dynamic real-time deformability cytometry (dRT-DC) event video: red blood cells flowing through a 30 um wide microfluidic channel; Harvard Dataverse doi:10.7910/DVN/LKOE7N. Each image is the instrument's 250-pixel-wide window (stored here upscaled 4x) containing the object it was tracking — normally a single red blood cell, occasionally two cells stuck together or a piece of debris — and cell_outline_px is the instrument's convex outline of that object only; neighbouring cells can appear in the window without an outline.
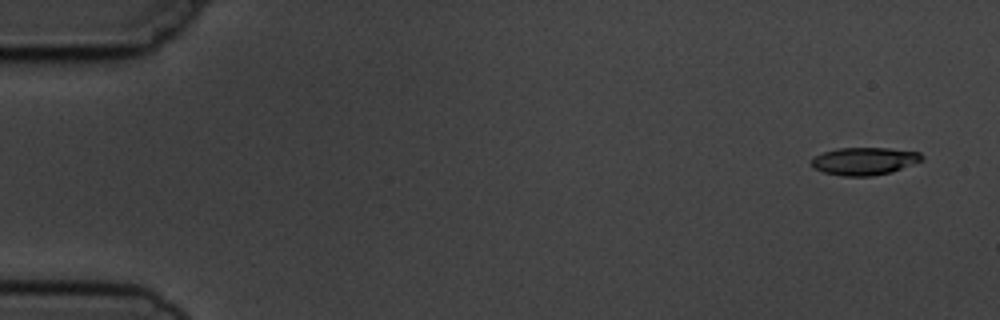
{"species": "common noctule bat (a hibernating species)", "species_latin": "Nyctalus noctula", "temperature_condition": "cold", "stored_images_in_passage": 7, "camera_frame_rate_fps": 3000, "um_per_image_px": 0.085, "animal": {"sex": "male", "body_mass_g": 19.5, "forearm_length_mm": 54.6}, "frame": {"image": 1, "passage_image": 1, "time_ms": 0.0, "image_size_px": [1000, 320], "cell_outline_px": [[924, 160], [892, 172], [872, 176], [840, 176], [824, 172], [812, 168], [808, 164], [812, 156], [836, 148], [888, 148], [920, 152], [924, 156]], "centroid_in_image_um": [73.43, 13.7], "position_along_channel_um": 11.6, "area_um2": 18.15}}
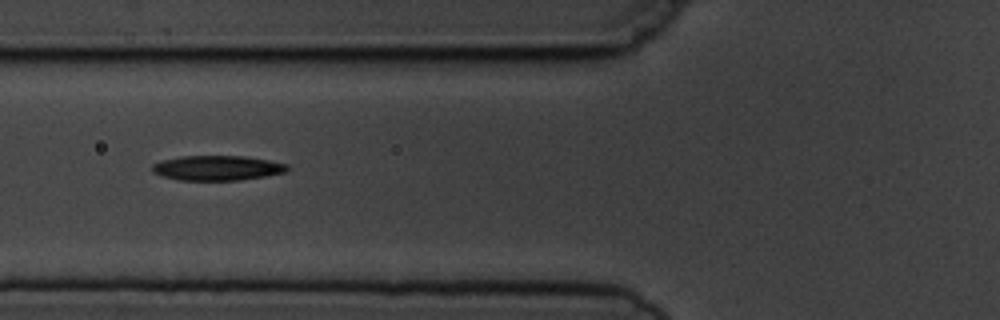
{"frame": {"image": 2, "passage_image": 6, "time_ms": 6.0, "image_size_px": [1000, 320], "cell_outline_px": [[288, 172], [240, 180], [176, 180], [152, 172], [152, 164], [160, 160], [180, 156], [244, 156], [268, 160], [288, 164]], "centroid_in_image_um": [18.45, 14.27], "position_along_channel_um": 107.4, "area_um2": 19.65}}
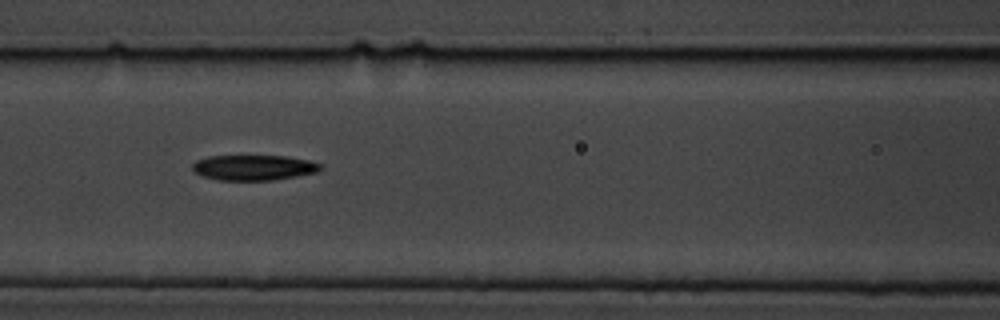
{"frame": {"image": 3, "passage_image": 7, "time_ms": 7.0, "image_size_px": [1000, 320], "cell_outline_px": [[324, 168], [316, 172], [296, 176], [272, 180], [220, 180], [200, 176], [192, 168], [192, 164], [196, 160], [208, 156], [288, 156], [308, 160], [320, 164]], "centroid_in_image_um": [21.55, 14.24], "position_along_channel_um": 145.1, "area_um2": 18.9}}